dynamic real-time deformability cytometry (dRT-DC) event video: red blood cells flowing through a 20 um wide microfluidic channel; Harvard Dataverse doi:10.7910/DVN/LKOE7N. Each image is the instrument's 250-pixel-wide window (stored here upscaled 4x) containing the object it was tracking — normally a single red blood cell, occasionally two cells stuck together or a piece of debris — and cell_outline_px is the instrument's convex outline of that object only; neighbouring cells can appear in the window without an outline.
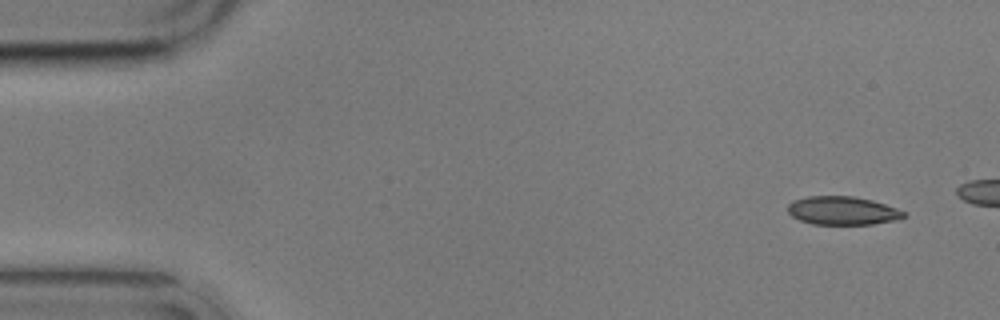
{"species": "common noctule bat (a hibernating species)", "species_latin": "Nyctalus noctula", "temperature_condition": "cold", "stored_images_in_passage": 4, "camera_frame_rate_fps": 3000, "um_per_image_px": 0.085, "animal": {"sex": "male", "body_mass_g": 17.9}, "frame": {"image": 1, "passage_image": 1, "time_ms": 0.0, "image_size_px": [1000, 320], "cell_outline_px": [[908, 216], [892, 220], [872, 224], [812, 224], [800, 220], [792, 216], [788, 212], [788, 204], [792, 200], [808, 196], [852, 196], [872, 200], [896, 208], [904, 212]], "centroid_in_image_um": [71.58, 17.9], "position_along_channel_um": 13.4, "area_um2": 19.07}}